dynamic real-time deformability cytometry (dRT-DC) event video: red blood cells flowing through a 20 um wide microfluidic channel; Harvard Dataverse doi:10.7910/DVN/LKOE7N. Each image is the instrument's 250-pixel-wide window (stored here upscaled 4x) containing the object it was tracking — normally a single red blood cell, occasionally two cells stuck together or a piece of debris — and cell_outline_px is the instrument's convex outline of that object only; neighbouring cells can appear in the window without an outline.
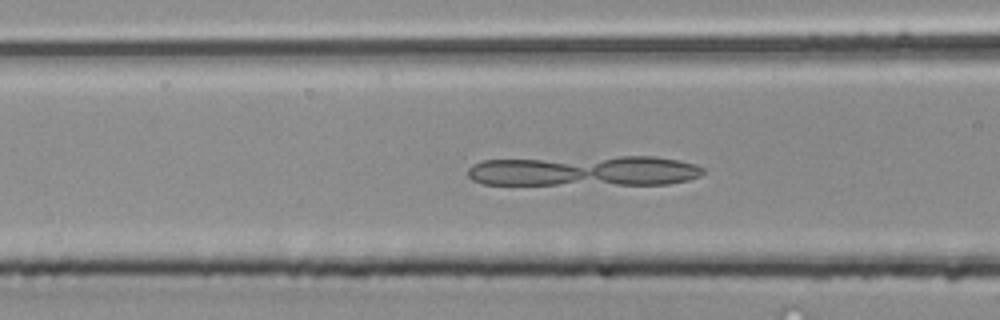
{"species": "common noctule bat (a hibernating species)", "species_latin": "Nyctalus noctula", "temperature_condition": "room temperature", "stored_images_in_passage": 44, "camera_frame_rate_fps": 3000, "um_per_image_px": 0.085, "animal": {"sex": "male", "body_mass_g": 20.4}, "frame": {"image": 1, "passage_image": 19, "time_ms": 6.0, "image_size_px": [1000, 320], "cell_outline_px": [[704, 172], [700, 176], [688, 180], [668, 184], [480, 184], [472, 180], [468, 176], [468, 168], [472, 164], [484, 160], [620, 156], [652, 156], [676, 160], [696, 164], [704, 168]], "centroid_in_image_um": [49.68, 14.53], "position_along_channel_um": 116.9, "area_um2": 41.79}}